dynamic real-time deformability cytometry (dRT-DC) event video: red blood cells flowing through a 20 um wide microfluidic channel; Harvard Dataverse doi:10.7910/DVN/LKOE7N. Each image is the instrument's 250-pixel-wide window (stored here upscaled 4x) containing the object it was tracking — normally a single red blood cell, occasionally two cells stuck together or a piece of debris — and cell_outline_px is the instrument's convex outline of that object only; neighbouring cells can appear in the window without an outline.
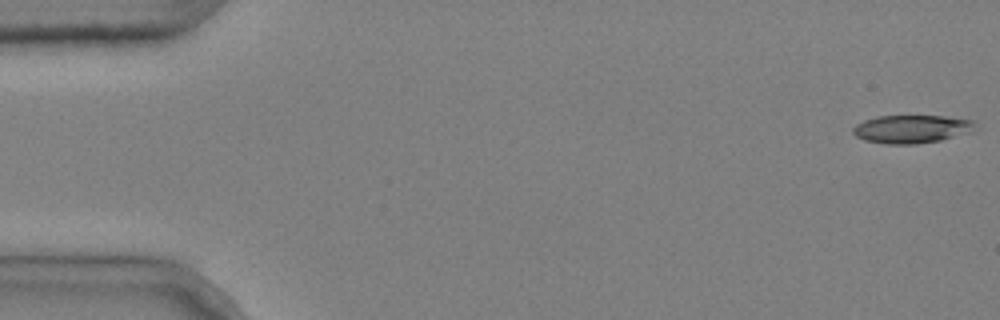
{"species": "common noctule bat (a hibernating species)", "species_latin": "Nyctalus noctula", "temperature_condition": "cold", "stored_images_in_passage": 4, "camera_frame_rate_fps": 3000, "um_per_image_px": 0.085, "animal": {"sex": "male", "body_mass_g": 20.4}, "frame": {"image": 1, "passage_image": 1, "time_ms": 0.0, "image_size_px": [1000, 320], "cell_outline_px": [[976, 124], [972, 132], [940, 140], [916, 144], [888, 144], [864, 140], [856, 136], [852, 132], [852, 128], [856, 124], [864, 120], [876, 116], [944, 116], [976, 120]], "centroid_in_image_um": [77.5, 10.96], "position_along_channel_um": 7.5, "area_um2": 20.17}}
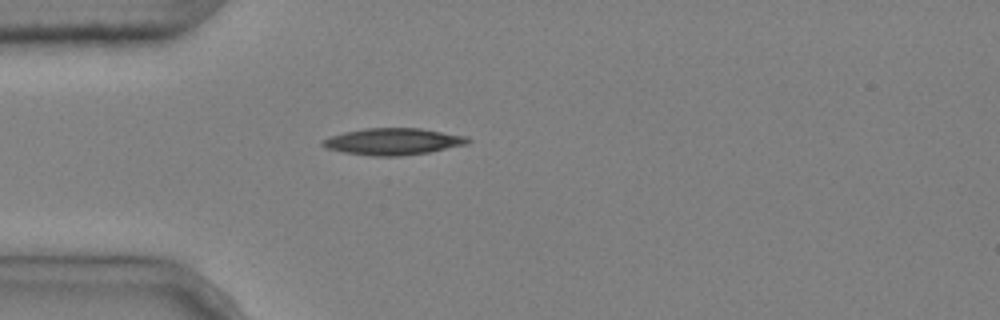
{"frame": {"image": 2, "passage_image": 4, "time_ms": 1.0, "image_size_px": [1000, 320], "cell_outline_px": [[472, 140], [468, 144], [428, 152], [400, 156], [372, 156], [344, 152], [324, 148], [320, 144], [320, 140], [344, 132], [364, 128], [420, 128], [468, 136]], "centroid_in_image_um": [33.41, 12.02], "position_along_channel_um": 51.6, "area_um2": 22.72}}